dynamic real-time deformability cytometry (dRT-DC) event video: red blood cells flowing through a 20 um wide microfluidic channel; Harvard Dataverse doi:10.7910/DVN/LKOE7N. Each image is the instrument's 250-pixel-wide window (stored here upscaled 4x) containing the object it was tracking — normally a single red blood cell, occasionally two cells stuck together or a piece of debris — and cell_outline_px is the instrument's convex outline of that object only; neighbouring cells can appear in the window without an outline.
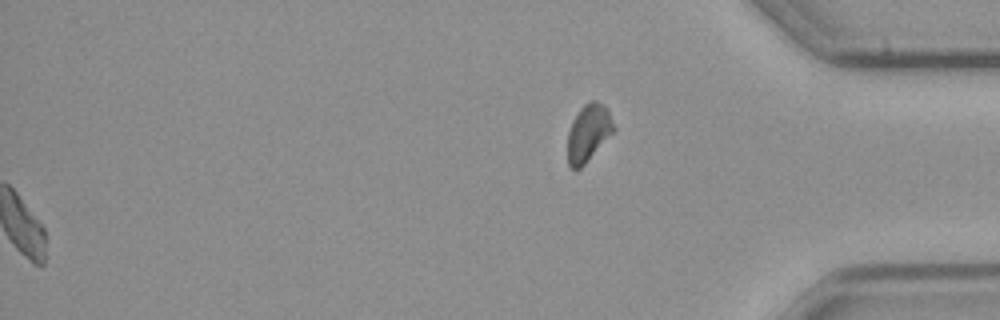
{"species": "common noctule bat (a hibernating species)", "species_latin": "Nyctalus noctula", "temperature_condition": "cold", "stored_images_in_passage": 52, "segment_of_instrument_passage": [2, 2], "camera_frame_rate_fps": 3000, "um_per_image_px": 0.085, "animal": {"sex": "male", "body_mass_g": 23.1, "forearm_length_mm": 52.7}, "frame": {"image": 1, "passage_image": 52, "time_ms": 17.0, "image_size_px": [1000, 320], "cell_outline_px": [[616, 128], [584, 164], [580, 168], [572, 168], [568, 164], [568, 132], [572, 120], [580, 108], [588, 100], [596, 100], [608, 108]], "centroid_in_image_um": [50.01, 11.23], "position_along_channel_um": 385.2, "area_um2": 15.2}}